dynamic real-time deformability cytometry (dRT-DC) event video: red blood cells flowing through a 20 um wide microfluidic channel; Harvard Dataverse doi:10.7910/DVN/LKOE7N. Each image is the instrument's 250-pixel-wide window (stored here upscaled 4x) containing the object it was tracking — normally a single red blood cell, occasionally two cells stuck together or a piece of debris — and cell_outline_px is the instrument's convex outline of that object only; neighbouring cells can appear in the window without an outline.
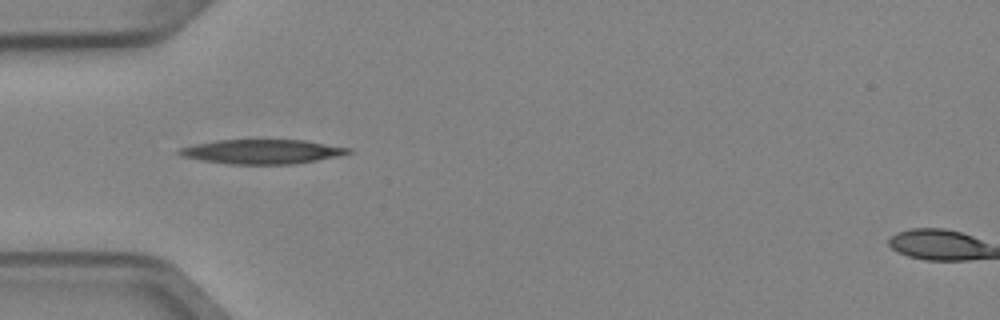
{"species": "Egyptian fruit bat (a non-hibernating species)", "species_latin": "Rousettus aegyptiacus", "temperature_condition": "cold", "stored_images_in_passage": 4, "camera_frame_rate_fps": 3000, "um_per_image_px": 0.085, "animal": {"sex": "female"}, "frame": {"image": 1, "passage_image": 4, "time_ms": 1.0, "image_size_px": [1000, 320], "cell_outline_px": [[352, 152], [336, 156], [316, 160], [292, 164], [228, 164], [180, 156], [176, 152], [180, 148], [196, 144], [216, 140], [304, 140], [352, 148]], "centroid_in_image_um": [22.27, 12.88], "position_along_channel_um": 62.7, "area_um2": 23.81}}